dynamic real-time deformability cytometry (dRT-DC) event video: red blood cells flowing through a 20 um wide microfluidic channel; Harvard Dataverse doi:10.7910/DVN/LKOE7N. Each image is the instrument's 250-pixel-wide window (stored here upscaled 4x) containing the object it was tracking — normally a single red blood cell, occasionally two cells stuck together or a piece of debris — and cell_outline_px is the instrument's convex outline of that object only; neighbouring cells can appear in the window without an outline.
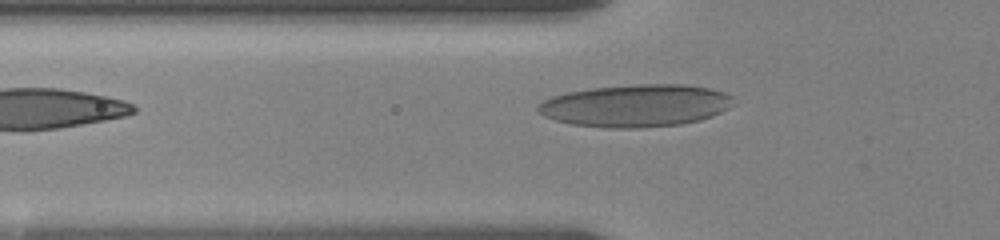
{"species": "human", "species_latin": "Homo sapiens", "temperature_condition": "room temperature", "stored_images_in_passage": 14, "camera_frame_rate_fps": 3000, "um_per_image_px": 0.085, "donor": {"sex": "female"}, "frame": {"image": 1, "passage_image": 14, "time_ms": 5.667, "image_size_px": [1000, 240], "cell_outline_px": [[736, 104], [712, 116], [700, 120], [680, 124], [636, 128], [604, 128], [572, 124], [556, 120], [544, 116], [536, 108], [544, 100], [552, 96], [568, 92], [592, 88], [640, 84], [688, 84], [708, 88], [724, 92], [732, 96]], "centroid_in_image_um": [54.08, 8.98], "position_along_channel_um": 71.7, "area_um2": 48.26}}